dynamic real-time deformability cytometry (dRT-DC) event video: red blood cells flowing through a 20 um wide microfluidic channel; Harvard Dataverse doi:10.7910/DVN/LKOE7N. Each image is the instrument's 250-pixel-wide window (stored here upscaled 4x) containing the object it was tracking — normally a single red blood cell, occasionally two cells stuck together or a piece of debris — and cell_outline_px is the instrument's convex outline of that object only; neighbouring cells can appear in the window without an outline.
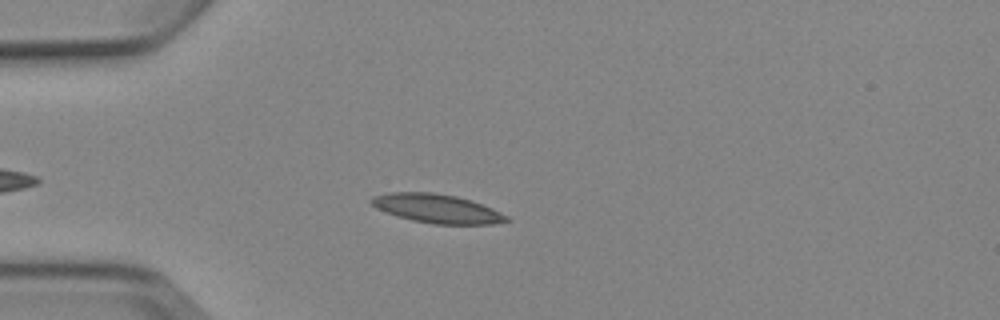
{"species": "Egyptian fruit bat (a non-hibernating species)", "species_latin": "Rousettus aegyptiacus", "temperature_condition": "cold", "stored_images_in_passage": 5, "camera_frame_rate_fps": 3000, "um_per_image_px": 0.085, "animal": {"sex": "female"}, "frame": {"image": 1, "passage_image": 5, "time_ms": 4.667, "image_size_px": [1000, 320], "cell_outline_px": [[512, 220], [492, 224], [432, 224], [412, 220], [376, 208], [368, 200], [372, 196], [388, 192], [432, 192], [456, 196], [472, 200], [492, 208], [508, 216]], "centroid_in_image_um": [37.15, 17.72], "position_along_channel_um": 47.8, "area_um2": 22.72}}